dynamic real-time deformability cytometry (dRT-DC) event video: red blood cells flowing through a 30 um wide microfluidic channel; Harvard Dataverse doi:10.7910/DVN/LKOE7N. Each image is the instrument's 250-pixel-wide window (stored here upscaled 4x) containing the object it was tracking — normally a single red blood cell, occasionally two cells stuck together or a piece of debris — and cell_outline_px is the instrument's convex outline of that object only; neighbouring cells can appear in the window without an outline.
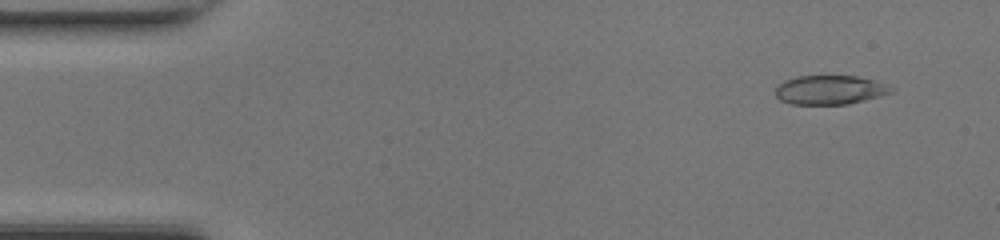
{"species": "common noctule bat (a hibernating species)", "species_latin": "Nyctalus noctula", "temperature_condition": "room temperature", "stored_images_in_passage": 48, "camera_frame_rate_fps": 3000, "um_per_image_px": 0.085, "animal": {"sex": "female", "body_mass_g": 17.0, "forearm_length_mm": 48.0}, "frame": {"image": 1, "passage_image": 4, "time_ms": 1.0, "image_size_px": [1000, 240], "cell_outline_px": [[896, 88], [892, 92], [864, 100], [848, 104], [792, 104], [780, 100], [776, 96], [776, 88], [784, 80], [796, 76], [856, 76], [872, 80]], "centroid_in_image_um": [70.52, 7.64], "position_along_channel_um": 14.5, "area_um2": 19.42}}
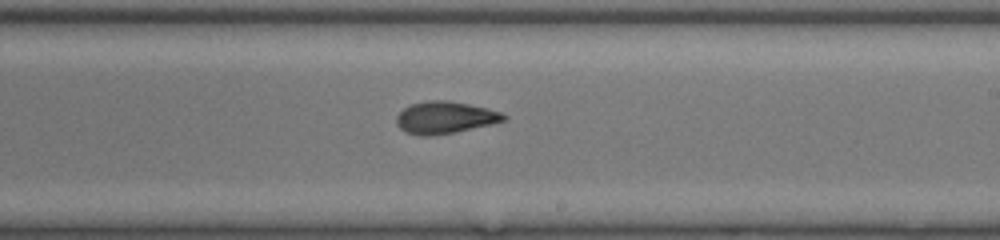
{"frame": {"image": 2, "passage_image": 28, "time_ms": 9.0, "image_size_px": [1000, 240], "cell_outline_px": [[508, 116], [504, 120], [492, 124], [452, 132], [428, 136], [420, 136], [408, 132], [400, 128], [396, 124], [396, 116], [404, 108], [412, 104], [428, 100], [448, 100], [488, 108], [500, 112]], "centroid_in_image_um": [37.81, 9.98], "position_along_channel_um": 251.2, "area_um2": 19.83}}
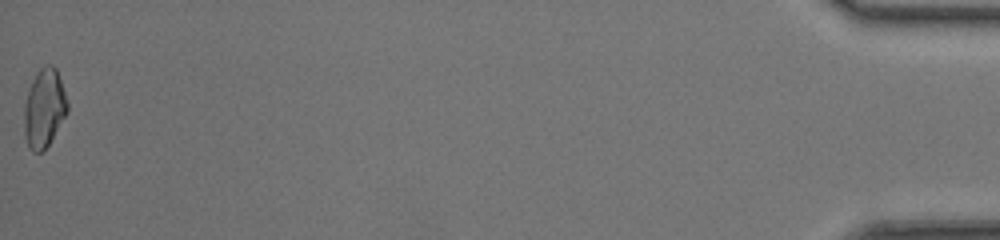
{"frame": {"image": 3, "passage_image": 48, "time_ms": 15.667, "image_size_px": [1000, 240], "cell_outline_px": [[68, 112], [48, 144], [40, 152], [32, 152], [28, 148], [24, 136], [24, 104], [32, 80], [36, 72], [40, 68], [48, 64], [52, 64], [56, 68], [68, 104]], "centroid_in_image_um": [3.74, 9.2], "position_along_channel_um": 431.5, "area_um2": 19.71}, "authors_computed_cell_mechanics": {"area_um2": 19.8254, "velocity_mm_per_s": 4.3311, "shape_relaxation_time_tau1_ms": null, "shape_relaxation_time_tau2_ms": 1.7952, "deformation_change_tau1": null, "deformation_change_tau2": 0.0603}}